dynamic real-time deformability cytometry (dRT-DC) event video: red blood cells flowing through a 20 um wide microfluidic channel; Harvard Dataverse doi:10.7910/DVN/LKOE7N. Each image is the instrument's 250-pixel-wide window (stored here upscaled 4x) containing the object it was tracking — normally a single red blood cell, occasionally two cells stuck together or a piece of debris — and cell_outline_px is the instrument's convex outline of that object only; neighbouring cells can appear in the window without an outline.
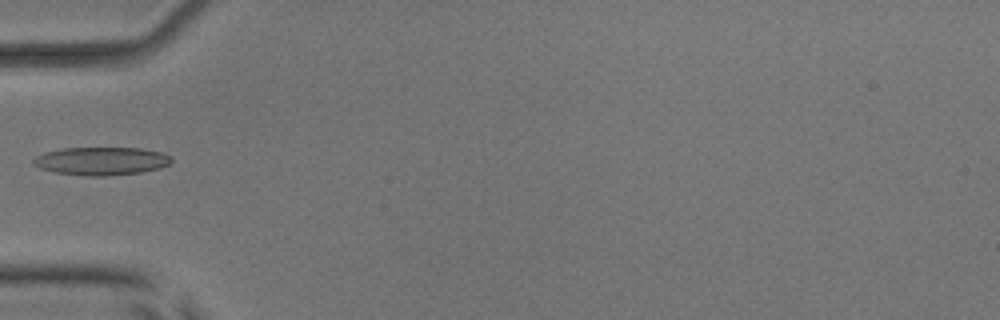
{"species": "common noctule bat (a hibernating species)", "species_latin": "Nyctalus noctula", "temperature_condition": "room temperature", "stored_images_in_passage": 2, "camera_frame_rate_fps": 3000, "um_per_image_px": 0.085, "animal": {"sex": "male", "body_mass_g": 17.9, "forearm_length_mm": 54.2}, "frame": {"image": 1, "passage_image": 2, "time_ms": 2.0, "image_size_px": [1000, 320], "cell_outline_px": [[172, 160], [168, 164], [160, 168], [140, 172], [104, 176], [88, 176], [56, 172], [40, 168], [32, 164], [32, 160], [36, 156], [44, 152], [64, 148], [140, 148], [164, 152]], "centroid_in_image_um": [8.59, 13.68], "position_along_channel_um": 76.4, "area_um2": 22.48}}